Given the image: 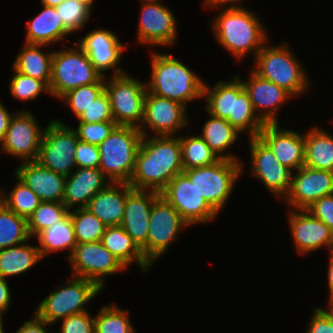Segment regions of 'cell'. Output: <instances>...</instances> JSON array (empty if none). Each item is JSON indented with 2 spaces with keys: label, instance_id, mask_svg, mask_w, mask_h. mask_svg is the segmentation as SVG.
I'll use <instances>...</instances> for the list:
<instances>
[{
  "label": "cell",
  "instance_id": "83f0119b",
  "mask_svg": "<svg viewBox=\"0 0 333 333\" xmlns=\"http://www.w3.org/2000/svg\"><path fill=\"white\" fill-rule=\"evenodd\" d=\"M101 242L126 269L136 262L141 271L147 273L151 270L152 265L121 226H107Z\"/></svg>",
  "mask_w": 333,
  "mask_h": 333
},
{
  "label": "cell",
  "instance_id": "94428289",
  "mask_svg": "<svg viewBox=\"0 0 333 333\" xmlns=\"http://www.w3.org/2000/svg\"><path fill=\"white\" fill-rule=\"evenodd\" d=\"M160 0H142V3H154V2H158Z\"/></svg>",
  "mask_w": 333,
  "mask_h": 333
},
{
  "label": "cell",
  "instance_id": "5b68a950",
  "mask_svg": "<svg viewBox=\"0 0 333 333\" xmlns=\"http://www.w3.org/2000/svg\"><path fill=\"white\" fill-rule=\"evenodd\" d=\"M142 137L136 127L117 125L98 146L99 169L111 182L129 183Z\"/></svg>",
  "mask_w": 333,
  "mask_h": 333
},
{
  "label": "cell",
  "instance_id": "cb8c5ba5",
  "mask_svg": "<svg viewBox=\"0 0 333 333\" xmlns=\"http://www.w3.org/2000/svg\"><path fill=\"white\" fill-rule=\"evenodd\" d=\"M14 171L42 201L63 202L66 176L43 167L38 161L22 162Z\"/></svg>",
  "mask_w": 333,
  "mask_h": 333
},
{
  "label": "cell",
  "instance_id": "9c48e42d",
  "mask_svg": "<svg viewBox=\"0 0 333 333\" xmlns=\"http://www.w3.org/2000/svg\"><path fill=\"white\" fill-rule=\"evenodd\" d=\"M105 91L110 98L114 122L139 128L143 120L147 84L126 72L105 77Z\"/></svg>",
  "mask_w": 333,
  "mask_h": 333
},
{
  "label": "cell",
  "instance_id": "d4e9b609",
  "mask_svg": "<svg viewBox=\"0 0 333 333\" xmlns=\"http://www.w3.org/2000/svg\"><path fill=\"white\" fill-rule=\"evenodd\" d=\"M110 182L99 168H76L66 176L63 203L69 210L86 208L93 196Z\"/></svg>",
  "mask_w": 333,
  "mask_h": 333
},
{
  "label": "cell",
  "instance_id": "8fae6325",
  "mask_svg": "<svg viewBox=\"0 0 333 333\" xmlns=\"http://www.w3.org/2000/svg\"><path fill=\"white\" fill-rule=\"evenodd\" d=\"M188 223L161 195L153 202L147 236V261L153 266Z\"/></svg>",
  "mask_w": 333,
  "mask_h": 333
},
{
  "label": "cell",
  "instance_id": "9f6ffc18",
  "mask_svg": "<svg viewBox=\"0 0 333 333\" xmlns=\"http://www.w3.org/2000/svg\"><path fill=\"white\" fill-rule=\"evenodd\" d=\"M329 258H328V268H327V286L329 290V299H328V305L333 304V251L329 252Z\"/></svg>",
  "mask_w": 333,
  "mask_h": 333
},
{
  "label": "cell",
  "instance_id": "8992f818",
  "mask_svg": "<svg viewBox=\"0 0 333 333\" xmlns=\"http://www.w3.org/2000/svg\"><path fill=\"white\" fill-rule=\"evenodd\" d=\"M73 46L53 52L49 90L57 99L82 85L105 83V76L94 68L83 49L76 42Z\"/></svg>",
  "mask_w": 333,
  "mask_h": 333
},
{
  "label": "cell",
  "instance_id": "2e32d148",
  "mask_svg": "<svg viewBox=\"0 0 333 333\" xmlns=\"http://www.w3.org/2000/svg\"><path fill=\"white\" fill-rule=\"evenodd\" d=\"M252 176L275 195L283 199L289 192L293 171L282 165L271 149L259 138H248Z\"/></svg>",
  "mask_w": 333,
  "mask_h": 333
},
{
  "label": "cell",
  "instance_id": "8d00e7d4",
  "mask_svg": "<svg viewBox=\"0 0 333 333\" xmlns=\"http://www.w3.org/2000/svg\"><path fill=\"white\" fill-rule=\"evenodd\" d=\"M15 179L17 184L9 193L0 189V201L20 217L28 219L42 200L16 175Z\"/></svg>",
  "mask_w": 333,
  "mask_h": 333
},
{
  "label": "cell",
  "instance_id": "680465c9",
  "mask_svg": "<svg viewBox=\"0 0 333 333\" xmlns=\"http://www.w3.org/2000/svg\"><path fill=\"white\" fill-rule=\"evenodd\" d=\"M3 321V312H0V333H5Z\"/></svg>",
  "mask_w": 333,
  "mask_h": 333
},
{
  "label": "cell",
  "instance_id": "f546056e",
  "mask_svg": "<svg viewBox=\"0 0 333 333\" xmlns=\"http://www.w3.org/2000/svg\"><path fill=\"white\" fill-rule=\"evenodd\" d=\"M46 46L48 45L25 43L17 53L12 67L23 75L43 81L49 87L54 51L44 52L43 48Z\"/></svg>",
  "mask_w": 333,
  "mask_h": 333
},
{
  "label": "cell",
  "instance_id": "d6986e66",
  "mask_svg": "<svg viewBox=\"0 0 333 333\" xmlns=\"http://www.w3.org/2000/svg\"><path fill=\"white\" fill-rule=\"evenodd\" d=\"M89 56L94 68L105 76L112 70L113 75L126 73L119 67L122 53L128 48L119 37L109 29H94L76 42Z\"/></svg>",
  "mask_w": 333,
  "mask_h": 333
},
{
  "label": "cell",
  "instance_id": "7bdbcfd3",
  "mask_svg": "<svg viewBox=\"0 0 333 333\" xmlns=\"http://www.w3.org/2000/svg\"><path fill=\"white\" fill-rule=\"evenodd\" d=\"M11 69L14 75L9 82V91L16 100L25 103L28 100H35L41 94H50L49 87L43 81L23 75L13 67Z\"/></svg>",
  "mask_w": 333,
  "mask_h": 333
},
{
  "label": "cell",
  "instance_id": "52a82bcc",
  "mask_svg": "<svg viewBox=\"0 0 333 333\" xmlns=\"http://www.w3.org/2000/svg\"><path fill=\"white\" fill-rule=\"evenodd\" d=\"M243 165L240 161L219 159L208 166L183 170V173L219 214L227 205L239 177L244 173Z\"/></svg>",
  "mask_w": 333,
  "mask_h": 333
},
{
  "label": "cell",
  "instance_id": "603a6c76",
  "mask_svg": "<svg viewBox=\"0 0 333 333\" xmlns=\"http://www.w3.org/2000/svg\"><path fill=\"white\" fill-rule=\"evenodd\" d=\"M250 70L248 80L241 79V81L249 94L256 114L265 124L279 123L277 115L281 109L280 106L289 102L292 95L284 88Z\"/></svg>",
  "mask_w": 333,
  "mask_h": 333
},
{
  "label": "cell",
  "instance_id": "ab89813d",
  "mask_svg": "<svg viewBox=\"0 0 333 333\" xmlns=\"http://www.w3.org/2000/svg\"><path fill=\"white\" fill-rule=\"evenodd\" d=\"M77 244L101 241L107 225L87 208L70 210Z\"/></svg>",
  "mask_w": 333,
  "mask_h": 333
},
{
  "label": "cell",
  "instance_id": "f1b7e54d",
  "mask_svg": "<svg viewBox=\"0 0 333 333\" xmlns=\"http://www.w3.org/2000/svg\"><path fill=\"white\" fill-rule=\"evenodd\" d=\"M206 122L202 127L201 137L217 155L219 159L242 161L230 152V148L238 141V132L227 120L208 113ZM236 141V142H235ZM230 152V153H229Z\"/></svg>",
  "mask_w": 333,
  "mask_h": 333
},
{
  "label": "cell",
  "instance_id": "6da1fadb",
  "mask_svg": "<svg viewBox=\"0 0 333 333\" xmlns=\"http://www.w3.org/2000/svg\"><path fill=\"white\" fill-rule=\"evenodd\" d=\"M182 172L180 135L143 136L129 184L134 189L160 193Z\"/></svg>",
  "mask_w": 333,
  "mask_h": 333
},
{
  "label": "cell",
  "instance_id": "ee69618b",
  "mask_svg": "<svg viewBox=\"0 0 333 333\" xmlns=\"http://www.w3.org/2000/svg\"><path fill=\"white\" fill-rule=\"evenodd\" d=\"M105 91V83L82 85L64 94L63 100L78 118Z\"/></svg>",
  "mask_w": 333,
  "mask_h": 333
},
{
  "label": "cell",
  "instance_id": "74e56055",
  "mask_svg": "<svg viewBox=\"0 0 333 333\" xmlns=\"http://www.w3.org/2000/svg\"><path fill=\"white\" fill-rule=\"evenodd\" d=\"M183 170L208 166L219 158L199 135H180Z\"/></svg>",
  "mask_w": 333,
  "mask_h": 333
},
{
  "label": "cell",
  "instance_id": "e0dca14e",
  "mask_svg": "<svg viewBox=\"0 0 333 333\" xmlns=\"http://www.w3.org/2000/svg\"><path fill=\"white\" fill-rule=\"evenodd\" d=\"M173 12L162 2L142 3L137 30V43L151 47L173 46L177 36V22ZM173 44V45H172Z\"/></svg>",
  "mask_w": 333,
  "mask_h": 333
},
{
  "label": "cell",
  "instance_id": "f5cc1de1",
  "mask_svg": "<svg viewBox=\"0 0 333 333\" xmlns=\"http://www.w3.org/2000/svg\"><path fill=\"white\" fill-rule=\"evenodd\" d=\"M8 281L0 276V312H7L12 302L11 290Z\"/></svg>",
  "mask_w": 333,
  "mask_h": 333
},
{
  "label": "cell",
  "instance_id": "c3c4849f",
  "mask_svg": "<svg viewBox=\"0 0 333 333\" xmlns=\"http://www.w3.org/2000/svg\"><path fill=\"white\" fill-rule=\"evenodd\" d=\"M328 308H314L306 333H333V305L329 304Z\"/></svg>",
  "mask_w": 333,
  "mask_h": 333
},
{
  "label": "cell",
  "instance_id": "7a4b0ae2",
  "mask_svg": "<svg viewBox=\"0 0 333 333\" xmlns=\"http://www.w3.org/2000/svg\"><path fill=\"white\" fill-rule=\"evenodd\" d=\"M218 10V15L210 23L212 34L219 45L229 51L237 61L251 53L255 58L269 40L261 19L248 8Z\"/></svg>",
  "mask_w": 333,
  "mask_h": 333
},
{
  "label": "cell",
  "instance_id": "9a60e30c",
  "mask_svg": "<svg viewBox=\"0 0 333 333\" xmlns=\"http://www.w3.org/2000/svg\"><path fill=\"white\" fill-rule=\"evenodd\" d=\"M21 111V112H20ZM12 117L0 142V151L26 161H37L44 129L28 110H20Z\"/></svg>",
  "mask_w": 333,
  "mask_h": 333
},
{
  "label": "cell",
  "instance_id": "5bb4252c",
  "mask_svg": "<svg viewBox=\"0 0 333 333\" xmlns=\"http://www.w3.org/2000/svg\"><path fill=\"white\" fill-rule=\"evenodd\" d=\"M160 195L179 212L189 226L208 223L218 216L183 172L177 174Z\"/></svg>",
  "mask_w": 333,
  "mask_h": 333
},
{
  "label": "cell",
  "instance_id": "ac0fdd59",
  "mask_svg": "<svg viewBox=\"0 0 333 333\" xmlns=\"http://www.w3.org/2000/svg\"><path fill=\"white\" fill-rule=\"evenodd\" d=\"M330 194H333V172L303 166L293 172L290 190L283 201L293 210L307 209Z\"/></svg>",
  "mask_w": 333,
  "mask_h": 333
},
{
  "label": "cell",
  "instance_id": "f6af8a7d",
  "mask_svg": "<svg viewBox=\"0 0 333 333\" xmlns=\"http://www.w3.org/2000/svg\"><path fill=\"white\" fill-rule=\"evenodd\" d=\"M117 126L114 121L97 123L78 122L76 131L79 140L99 146Z\"/></svg>",
  "mask_w": 333,
  "mask_h": 333
},
{
  "label": "cell",
  "instance_id": "681fc988",
  "mask_svg": "<svg viewBox=\"0 0 333 333\" xmlns=\"http://www.w3.org/2000/svg\"><path fill=\"white\" fill-rule=\"evenodd\" d=\"M74 157L77 168H99L100 152L97 145L78 140Z\"/></svg>",
  "mask_w": 333,
  "mask_h": 333
},
{
  "label": "cell",
  "instance_id": "e575fe53",
  "mask_svg": "<svg viewBox=\"0 0 333 333\" xmlns=\"http://www.w3.org/2000/svg\"><path fill=\"white\" fill-rule=\"evenodd\" d=\"M227 121L248 138L258 137L265 123L256 114L248 92L244 89L239 75H237V99H235L234 117Z\"/></svg>",
  "mask_w": 333,
  "mask_h": 333
},
{
  "label": "cell",
  "instance_id": "91938a15",
  "mask_svg": "<svg viewBox=\"0 0 333 333\" xmlns=\"http://www.w3.org/2000/svg\"><path fill=\"white\" fill-rule=\"evenodd\" d=\"M80 2H83L87 6H89L91 9L93 8V3L95 0H79Z\"/></svg>",
  "mask_w": 333,
  "mask_h": 333
},
{
  "label": "cell",
  "instance_id": "d6a6232c",
  "mask_svg": "<svg viewBox=\"0 0 333 333\" xmlns=\"http://www.w3.org/2000/svg\"><path fill=\"white\" fill-rule=\"evenodd\" d=\"M205 110L213 116L227 120L234 117L235 99H237V75L231 80L217 82L212 88L204 83L203 97Z\"/></svg>",
  "mask_w": 333,
  "mask_h": 333
},
{
  "label": "cell",
  "instance_id": "db71d44e",
  "mask_svg": "<svg viewBox=\"0 0 333 333\" xmlns=\"http://www.w3.org/2000/svg\"><path fill=\"white\" fill-rule=\"evenodd\" d=\"M243 1V0H242ZM241 0H204L203 4L205 8H218L222 7V9H231V8H246L239 3L242 2Z\"/></svg>",
  "mask_w": 333,
  "mask_h": 333
},
{
  "label": "cell",
  "instance_id": "4316f807",
  "mask_svg": "<svg viewBox=\"0 0 333 333\" xmlns=\"http://www.w3.org/2000/svg\"><path fill=\"white\" fill-rule=\"evenodd\" d=\"M26 44L51 45L64 41L70 34L63 25L56 7L42 5V10L28 21Z\"/></svg>",
  "mask_w": 333,
  "mask_h": 333
},
{
  "label": "cell",
  "instance_id": "7c38bea8",
  "mask_svg": "<svg viewBox=\"0 0 333 333\" xmlns=\"http://www.w3.org/2000/svg\"><path fill=\"white\" fill-rule=\"evenodd\" d=\"M68 261L72 276L93 281L101 290L105 277L126 269L101 241L77 244Z\"/></svg>",
  "mask_w": 333,
  "mask_h": 333
},
{
  "label": "cell",
  "instance_id": "6f0895ef",
  "mask_svg": "<svg viewBox=\"0 0 333 333\" xmlns=\"http://www.w3.org/2000/svg\"><path fill=\"white\" fill-rule=\"evenodd\" d=\"M64 0H40L41 5L56 7Z\"/></svg>",
  "mask_w": 333,
  "mask_h": 333
},
{
  "label": "cell",
  "instance_id": "ffe728a7",
  "mask_svg": "<svg viewBox=\"0 0 333 333\" xmlns=\"http://www.w3.org/2000/svg\"><path fill=\"white\" fill-rule=\"evenodd\" d=\"M294 247L301 255L319 251L322 246L333 251L332 230L321 220H318L306 209L290 210L287 214Z\"/></svg>",
  "mask_w": 333,
  "mask_h": 333
},
{
  "label": "cell",
  "instance_id": "30bf717a",
  "mask_svg": "<svg viewBox=\"0 0 333 333\" xmlns=\"http://www.w3.org/2000/svg\"><path fill=\"white\" fill-rule=\"evenodd\" d=\"M78 140L73 127L60 119L50 120L44 128L37 161L49 170L69 176L77 168L74 156Z\"/></svg>",
  "mask_w": 333,
  "mask_h": 333
},
{
  "label": "cell",
  "instance_id": "11a10c76",
  "mask_svg": "<svg viewBox=\"0 0 333 333\" xmlns=\"http://www.w3.org/2000/svg\"><path fill=\"white\" fill-rule=\"evenodd\" d=\"M14 114L15 113H10L6 106L0 101V142L4 138Z\"/></svg>",
  "mask_w": 333,
  "mask_h": 333
},
{
  "label": "cell",
  "instance_id": "816d5d0a",
  "mask_svg": "<svg viewBox=\"0 0 333 333\" xmlns=\"http://www.w3.org/2000/svg\"><path fill=\"white\" fill-rule=\"evenodd\" d=\"M33 314V319L26 320L15 333H53L46 327H50L52 324L41 319L35 312Z\"/></svg>",
  "mask_w": 333,
  "mask_h": 333
},
{
  "label": "cell",
  "instance_id": "7402d4cb",
  "mask_svg": "<svg viewBox=\"0 0 333 333\" xmlns=\"http://www.w3.org/2000/svg\"><path fill=\"white\" fill-rule=\"evenodd\" d=\"M280 123L265 124L258 137L271 149L279 162L296 171L305 162V133L279 128Z\"/></svg>",
  "mask_w": 333,
  "mask_h": 333
},
{
  "label": "cell",
  "instance_id": "f35d334b",
  "mask_svg": "<svg viewBox=\"0 0 333 333\" xmlns=\"http://www.w3.org/2000/svg\"><path fill=\"white\" fill-rule=\"evenodd\" d=\"M128 313L114 303L100 307L94 316L95 333H135Z\"/></svg>",
  "mask_w": 333,
  "mask_h": 333
},
{
  "label": "cell",
  "instance_id": "4dcf8cb0",
  "mask_svg": "<svg viewBox=\"0 0 333 333\" xmlns=\"http://www.w3.org/2000/svg\"><path fill=\"white\" fill-rule=\"evenodd\" d=\"M38 239V249L42 259L53 252L68 250L67 259L77 245L70 211L59 221L41 231Z\"/></svg>",
  "mask_w": 333,
  "mask_h": 333
},
{
  "label": "cell",
  "instance_id": "bcb514c9",
  "mask_svg": "<svg viewBox=\"0 0 333 333\" xmlns=\"http://www.w3.org/2000/svg\"><path fill=\"white\" fill-rule=\"evenodd\" d=\"M77 120L87 123L114 121L111 112L110 98L107 92L104 91L97 97L94 102L81 113Z\"/></svg>",
  "mask_w": 333,
  "mask_h": 333
},
{
  "label": "cell",
  "instance_id": "7dc6e473",
  "mask_svg": "<svg viewBox=\"0 0 333 333\" xmlns=\"http://www.w3.org/2000/svg\"><path fill=\"white\" fill-rule=\"evenodd\" d=\"M90 314L84 311L61 319V332L58 333H95L94 316Z\"/></svg>",
  "mask_w": 333,
  "mask_h": 333
},
{
  "label": "cell",
  "instance_id": "44dd1931",
  "mask_svg": "<svg viewBox=\"0 0 333 333\" xmlns=\"http://www.w3.org/2000/svg\"><path fill=\"white\" fill-rule=\"evenodd\" d=\"M160 193L152 190L133 189L128 195L120 226L141 249L147 260V236L153 202Z\"/></svg>",
  "mask_w": 333,
  "mask_h": 333
},
{
  "label": "cell",
  "instance_id": "3957f363",
  "mask_svg": "<svg viewBox=\"0 0 333 333\" xmlns=\"http://www.w3.org/2000/svg\"><path fill=\"white\" fill-rule=\"evenodd\" d=\"M151 76L147 90L157 96L187 104L203 97L205 81L169 53L150 51ZM153 52V53H152Z\"/></svg>",
  "mask_w": 333,
  "mask_h": 333
},
{
  "label": "cell",
  "instance_id": "277c9868",
  "mask_svg": "<svg viewBox=\"0 0 333 333\" xmlns=\"http://www.w3.org/2000/svg\"><path fill=\"white\" fill-rule=\"evenodd\" d=\"M290 48L286 42L275 46L267 42L255 56L252 70L296 97L308 92L311 81Z\"/></svg>",
  "mask_w": 333,
  "mask_h": 333
},
{
  "label": "cell",
  "instance_id": "ba28073f",
  "mask_svg": "<svg viewBox=\"0 0 333 333\" xmlns=\"http://www.w3.org/2000/svg\"><path fill=\"white\" fill-rule=\"evenodd\" d=\"M59 289L51 291L35 308V313L44 321L54 324L70 315L88 311L86 305L102 290L93 282L72 276Z\"/></svg>",
  "mask_w": 333,
  "mask_h": 333
},
{
  "label": "cell",
  "instance_id": "1f68e13d",
  "mask_svg": "<svg viewBox=\"0 0 333 333\" xmlns=\"http://www.w3.org/2000/svg\"><path fill=\"white\" fill-rule=\"evenodd\" d=\"M310 128L305 133L304 166L333 172V136L328 130Z\"/></svg>",
  "mask_w": 333,
  "mask_h": 333
},
{
  "label": "cell",
  "instance_id": "60d3db41",
  "mask_svg": "<svg viewBox=\"0 0 333 333\" xmlns=\"http://www.w3.org/2000/svg\"><path fill=\"white\" fill-rule=\"evenodd\" d=\"M69 211L63 202L42 201L27 219L31 238H35L41 231L61 220Z\"/></svg>",
  "mask_w": 333,
  "mask_h": 333
},
{
  "label": "cell",
  "instance_id": "f907efd6",
  "mask_svg": "<svg viewBox=\"0 0 333 333\" xmlns=\"http://www.w3.org/2000/svg\"><path fill=\"white\" fill-rule=\"evenodd\" d=\"M306 210L333 231V194L321 197Z\"/></svg>",
  "mask_w": 333,
  "mask_h": 333
},
{
  "label": "cell",
  "instance_id": "484cf974",
  "mask_svg": "<svg viewBox=\"0 0 333 333\" xmlns=\"http://www.w3.org/2000/svg\"><path fill=\"white\" fill-rule=\"evenodd\" d=\"M133 189L129 183L110 182L93 196L86 208L107 226H120L127 195Z\"/></svg>",
  "mask_w": 333,
  "mask_h": 333
},
{
  "label": "cell",
  "instance_id": "b9f144b4",
  "mask_svg": "<svg viewBox=\"0 0 333 333\" xmlns=\"http://www.w3.org/2000/svg\"><path fill=\"white\" fill-rule=\"evenodd\" d=\"M56 10L70 35L82 30L92 14V9L79 0H64L56 6Z\"/></svg>",
  "mask_w": 333,
  "mask_h": 333
},
{
  "label": "cell",
  "instance_id": "d590c367",
  "mask_svg": "<svg viewBox=\"0 0 333 333\" xmlns=\"http://www.w3.org/2000/svg\"><path fill=\"white\" fill-rule=\"evenodd\" d=\"M27 219L8 209L0 201V249L29 242Z\"/></svg>",
  "mask_w": 333,
  "mask_h": 333
},
{
  "label": "cell",
  "instance_id": "4fadbf2b",
  "mask_svg": "<svg viewBox=\"0 0 333 333\" xmlns=\"http://www.w3.org/2000/svg\"><path fill=\"white\" fill-rule=\"evenodd\" d=\"M186 110L181 103L157 96L147 90L143 120L138 129L143 136H177L181 128L190 124Z\"/></svg>",
  "mask_w": 333,
  "mask_h": 333
},
{
  "label": "cell",
  "instance_id": "836d02e7",
  "mask_svg": "<svg viewBox=\"0 0 333 333\" xmlns=\"http://www.w3.org/2000/svg\"><path fill=\"white\" fill-rule=\"evenodd\" d=\"M41 259L38 246L27 242L0 249V276L7 279L25 273Z\"/></svg>",
  "mask_w": 333,
  "mask_h": 333
}]
</instances>
